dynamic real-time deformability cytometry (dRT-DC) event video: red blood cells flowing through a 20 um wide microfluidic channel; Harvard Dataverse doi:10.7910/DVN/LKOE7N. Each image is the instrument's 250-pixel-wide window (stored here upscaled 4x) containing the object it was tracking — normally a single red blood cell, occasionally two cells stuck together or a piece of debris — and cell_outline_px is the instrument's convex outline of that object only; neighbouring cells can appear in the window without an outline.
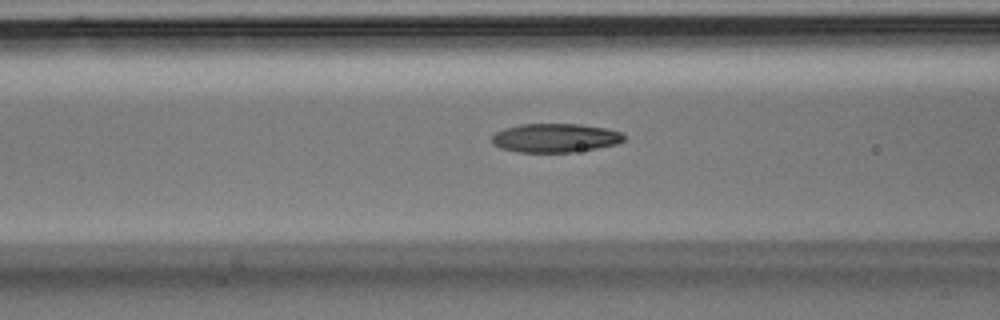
{"species": "Egyptian fruit bat (a non-hibernating species)", "species_latin": "Rousettus aegyptiacus", "temperature_condition": "room temperature", "stored_images_in_passage": 48, "camera_frame_rate_fps": 3000, "um_per_image_px": 0.085, "animal": {"sex": "male"}, "frame": {"image": 1, "passage_image": 19, "time_ms": 6.0, "image_size_px": [1000, 320], "cell_outline_px": [[624, 140], [616, 144], [596, 148], [572, 152], [516, 152], [500, 148], [492, 144], [492, 136], [496, 132], [504, 128], [520, 124], [580, 124], [608, 128], [620, 132], [624, 136]], "centroid_in_image_um": [47.16, 11.72], "position_along_channel_um": 119.4, "area_um2": 22.25}}
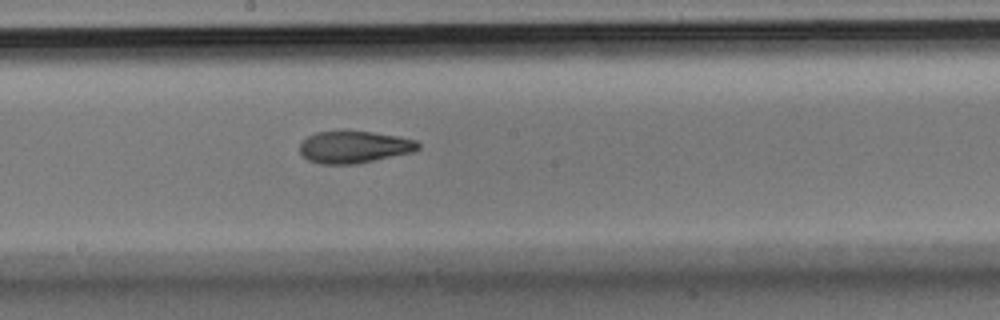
{"frame": {"image": 2, "passage_image": 26, "time_ms": 8.333, "image_size_px": [1000, 320], "cell_outline_px": [[420, 148], [412, 152], [356, 164], [320, 164], [308, 160], [300, 152], [300, 144], [308, 136], [316, 132], [372, 132], [396, 136], [416, 140], [420, 144]], "centroid_in_image_um": [30.1, 12.51], "position_along_channel_um": 218.1, "area_um2": 21.79}}
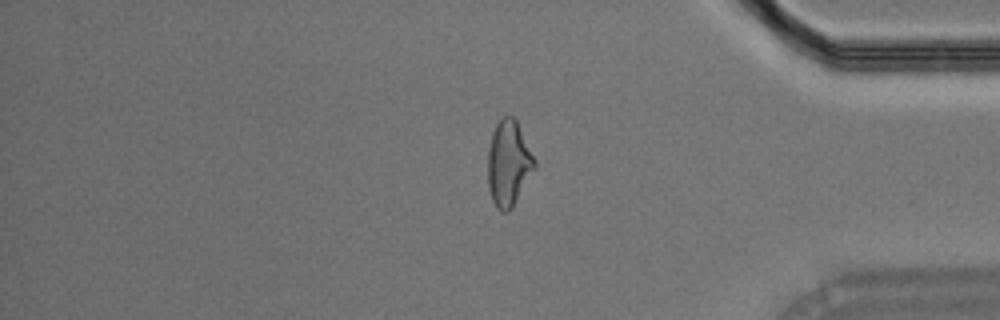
{"frame": {"image": 3, "passage_image": 40, "time_ms": 13.0, "image_size_px": [1000, 320], "cell_outline_px": [[536, 168], [512, 208], [508, 212], [500, 212], [496, 208], [492, 200], [488, 188], [488, 148], [492, 132], [496, 124], [504, 116], [512, 116], [516, 120], [536, 160]], "centroid_in_image_um": [43.23, 13.92], "position_along_channel_um": 392.0, "area_um2": 23.47}}